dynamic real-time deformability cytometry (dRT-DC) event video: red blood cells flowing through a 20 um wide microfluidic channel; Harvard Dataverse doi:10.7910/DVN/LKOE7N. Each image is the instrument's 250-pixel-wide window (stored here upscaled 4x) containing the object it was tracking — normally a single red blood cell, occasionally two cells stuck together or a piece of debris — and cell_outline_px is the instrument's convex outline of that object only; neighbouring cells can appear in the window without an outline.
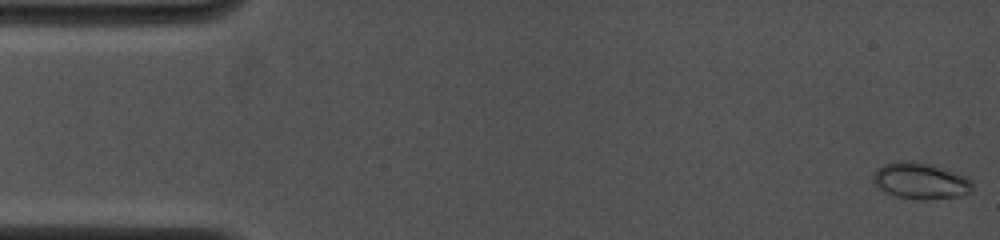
{"species": "common noctule bat (a hibernating species)", "species_latin": "Nyctalus noctula", "temperature_condition": "cold", "stored_images_in_passage": 25, "camera_frame_rate_fps": 4000, "um_per_image_px": 0.085, "animal": {"sex": "female", "body_mass_g": 19.0, "forearm_length_mm": 53.3}, "frame": {"image": 1, "passage_image": 1, "time_ms": 0.0, "image_size_px": [1000, 240], "cell_outline_px": [[972, 188], [968, 192], [960, 196], [928, 200], [920, 200], [896, 196], [884, 192], [876, 188], [872, 180], [872, 172], [876, 168], [884, 164], [896, 160], [920, 160], [932, 164], [964, 176], [972, 180]], "centroid_in_image_um": [78.16, 15.35], "position_along_channel_um": 6.8, "area_um2": 21.56}}
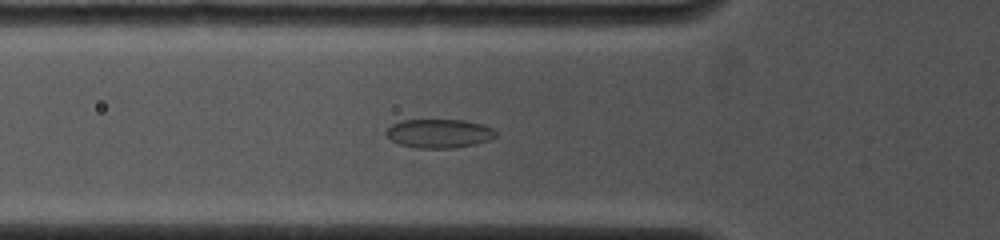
{"frame": {"image": 2, "passage_image": 16, "time_ms": 5.25, "image_size_px": [1000, 240], "cell_outline_px": [[496, 136], [488, 140], [476, 144], [452, 148], [416, 148], [400, 144], [392, 140], [384, 132], [392, 124], [400, 120], [464, 120], [480, 124], [492, 128], [496, 132]], "centroid_in_image_um": [37.3, 11.34], "position_along_channel_um": 88.5, "area_um2": 18.32}}
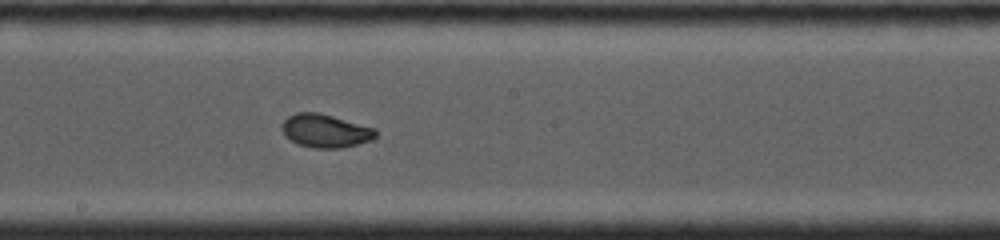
{"frame": {"image": 3, "passage_image": 25, "time_ms": 8.5, "image_size_px": [1000, 240], "cell_outline_px": [[376, 136], [372, 140], [340, 148], [316, 148], [300, 144], [284, 136], [280, 128], [280, 124], [288, 116], [296, 112], [320, 112], [376, 128]], "centroid_in_image_um": [27.63, 11.1], "position_along_channel_um": 220.6, "area_um2": 18.32}}